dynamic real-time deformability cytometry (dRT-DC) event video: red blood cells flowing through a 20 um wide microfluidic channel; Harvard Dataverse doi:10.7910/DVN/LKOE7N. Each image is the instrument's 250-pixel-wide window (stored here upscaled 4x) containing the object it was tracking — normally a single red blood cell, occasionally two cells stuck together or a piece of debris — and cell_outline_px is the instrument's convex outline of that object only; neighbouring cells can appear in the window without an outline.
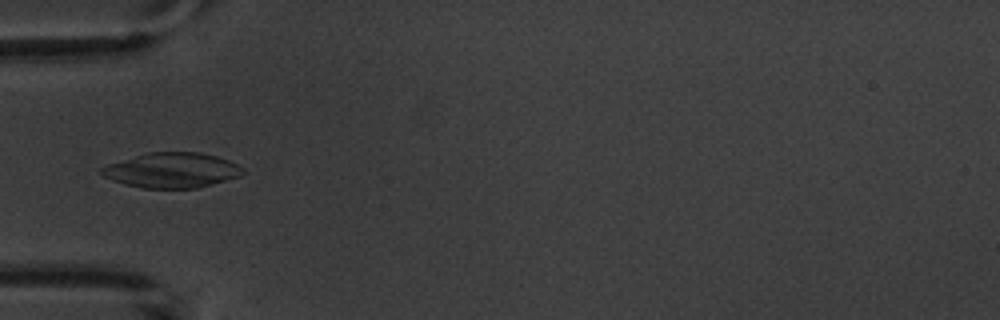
{"species": "common noctule bat (a hibernating species)", "species_latin": "Nyctalus noctula", "temperature_condition": "warm", "stored_images_in_passage": 7, "camera_frame_rate_fps": 3000, "um_per_image_px": 0.085, "animal": {"sex": "male", "body_mass_g": 20.1, "forearm_length_mm": 53.5}, "frame": {"image": 1, "passage_image": 5, "time_ms": 4.667, "image_size_px": [1000, 320], "cell_outline_px": [[244, 172], [240, 176], [200, 188], [140, 188], [124, 184], [112, 180], [104, 176], [100, 172], [100, 168], [108, 164], [148, 152], [200, 152], [216, 156], [228, 160], [244, 168]], "centroid_in_image_um": [14.62, 14.48], "position_along_channel_um": 70.4, "area_um2": 28.9}}
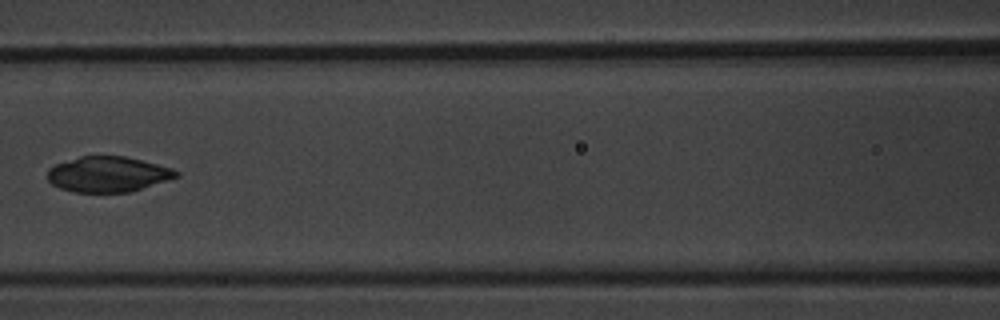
{"frame": {"image": 2, "passage_image": 7, "time_ms": 7.0, "image_size_px": [1000, 320], "cell_outline_px": [[180, 176], [132, 192], [76, 192], [60, 188], [52, 184], [48, 180], [48, 168], [56, 164], [80, 156], [124, 156], [172, 168], [180, 172]], "centroid_in_image_um": [9.19, 14.82], "position_along_channel_um": 157.4, "area_um2": 26.53}}